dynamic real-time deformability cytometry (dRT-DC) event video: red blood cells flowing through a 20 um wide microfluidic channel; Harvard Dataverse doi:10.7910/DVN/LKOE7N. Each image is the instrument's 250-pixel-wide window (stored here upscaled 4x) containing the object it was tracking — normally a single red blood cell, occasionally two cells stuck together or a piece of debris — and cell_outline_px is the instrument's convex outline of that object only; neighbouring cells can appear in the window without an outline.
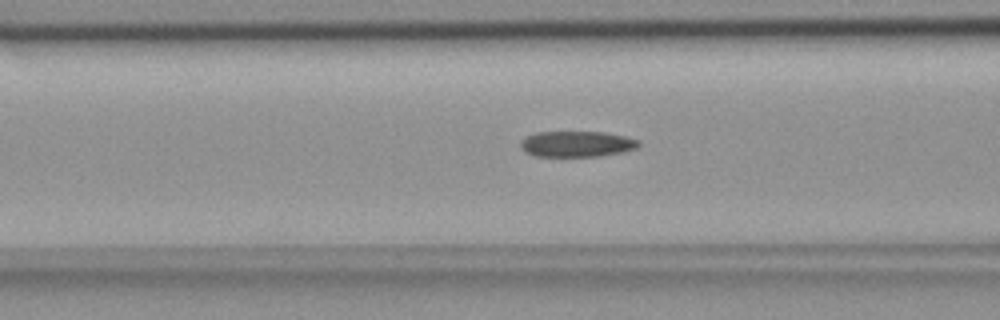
{"species": "common noctule bat (a hibernating species)", "species_latin": "Nyctalus noctula", "temperature_condition": "room temperature", "stored_images_in_passage": 55, "camera_frame_rate_fps": 3000, "um_per_image_px": 0.085, "animal": {"sex": "female", "body_mass_g": 18.4}, "frame": {"image": 1, "passage_image": 22, "time_ms": 7.0, "image_size_px": [1000, 320], "cell_outline_px": [[640, 144], [636, 148], [624, 152], [600, 156], [536, 156], [524, 152], [520, 148], [520, 140], [536, 132], [604, 132], [624, 136], [640, 140]], "centroid_in_image_um": [49.02, 12.24], "position_along_channel_um": 117.6, "area_um2": 17.86}}
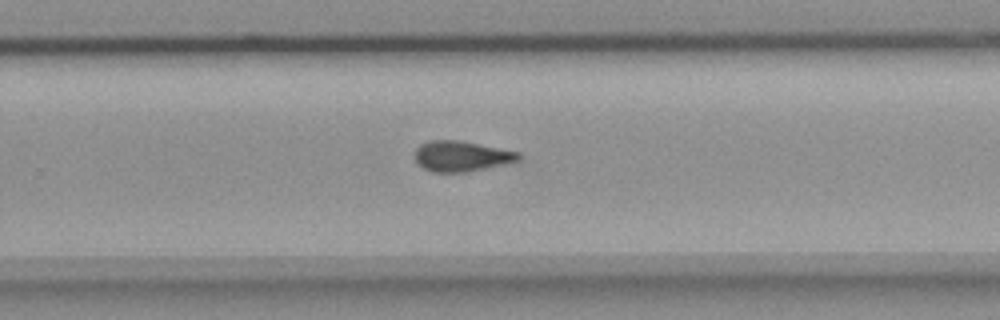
{"frame": {"image": 2, "passage_image": 36, "time_ms": 11.667, "image_size_px": [1000, 320], "cell_outline_px": [[520, 156], [516, 160], [468, 172], [432, 172], [424, 168], [416, 160], [416, 148], [420, 144], [428, 140], [460, 140], [520, 152]], "centroid_in_image_um": [39.17, 13.26], "position_along_channel_um": 290.6, "area_um2": 18.09}}
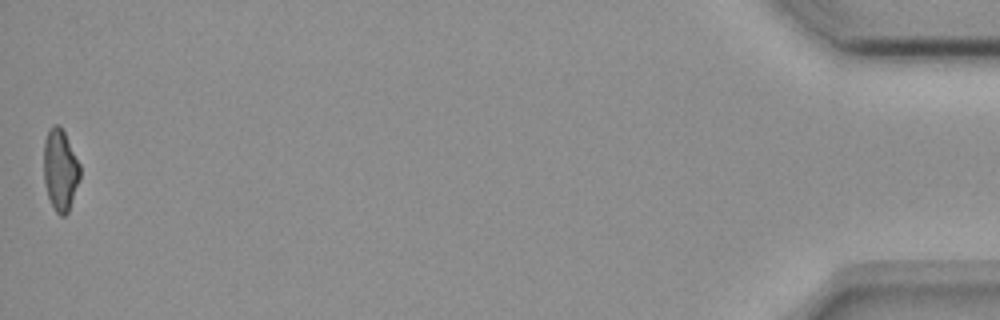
{"frame": {"image": 3, "passage_image": 55, "time_ms": 18.0, "image_size_px": [1000, 320], "cell_outline_px": [[80, 176], [68, 212], [64, 216], [60, 216], [56, 212], [48, 196], [44, 180], [44, 140], [48, 128], [52, 124], [60, 124], [80, 164]], "centroid_in_image_um": [5.11, 14.39], "position_along_channel_um": 430.1, "area_um2": 17.17}, "authors_computed_cell_mechanics": {"area_um2": 18.1492, "velocity_mm_per_s": 3.717, "shape_relaxation_time_tau1_ms": null, "shape_relaxation_time_tau2_ms": 3.6809, "deformation_change_tau1": null, "deformation_change_tau2": 0.105}}